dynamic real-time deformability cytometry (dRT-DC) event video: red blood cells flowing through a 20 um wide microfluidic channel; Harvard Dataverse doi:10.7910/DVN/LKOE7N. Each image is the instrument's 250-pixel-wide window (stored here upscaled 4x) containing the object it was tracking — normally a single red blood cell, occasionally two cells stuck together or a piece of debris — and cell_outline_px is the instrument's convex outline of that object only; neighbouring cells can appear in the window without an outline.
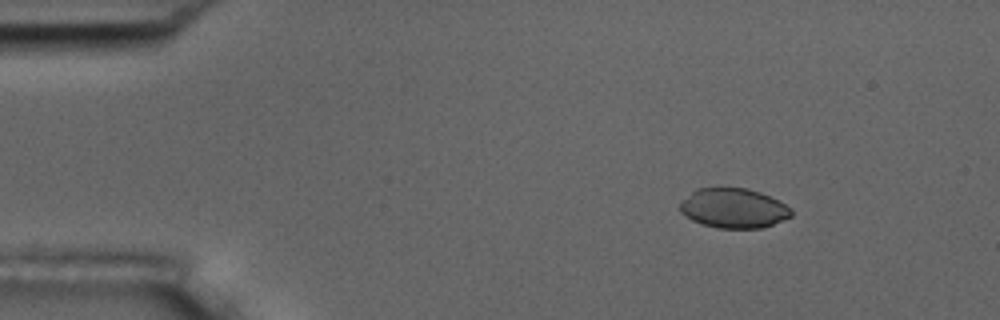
{"species": "common noctule bat (a hibernating species)", "species_latin": "Nyctalus noctula", "temperature_condition": "room temperature", "stored_images_in_passage": 4, "camera_frame_rate_fps": 3000, "um_per_image_px": 0.085, "animal": {"sex": "male", "body_mass_g": 17.5, "forearm_length_mm": 52.3}, "frame": {"image": 1, "passage_image": 2, "time_ms": 2.0, "image_size_px": [1000, 320], "cell_outline_px": [[792, 216], [784, 220], [764, 228], [720, 228], [700, 224], [684, 216], [680, 212], [680, 200], [696, 188], [748, 188], [760, 192], [792, 208]], "centroid_in_image_um": [62.33, 17.7], "position_along_channel_um": 22.7, "area_um2": 25.95}}